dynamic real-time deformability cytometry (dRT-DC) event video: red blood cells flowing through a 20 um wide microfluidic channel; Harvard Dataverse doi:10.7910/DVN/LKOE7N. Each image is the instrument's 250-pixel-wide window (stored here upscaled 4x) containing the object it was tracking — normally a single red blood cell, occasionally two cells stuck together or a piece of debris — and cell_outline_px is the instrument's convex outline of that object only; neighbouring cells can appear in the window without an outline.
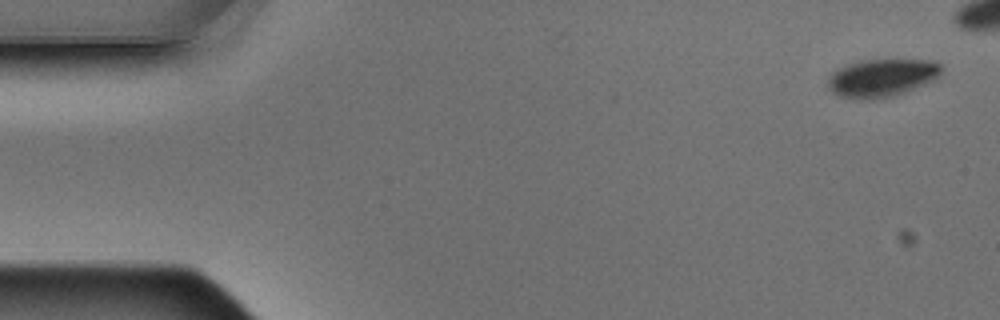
{"species": "Egyptian fruit bat (a non-hibernating species)", "species_latin": "Rousettus aegyptiacus", "temperature_condition": "warm", "stored_images_in_passage": 6, "camera_frame_rate_fps": 3000, "um_per_image_px": 0.085, "animal": {"sex": "male"}, "frame": {"image": 1, "passage_image": 1, "time_ms": 0.0, "image_size_px": [1000, 320], "cell_outline_px": [[940, 76], [932, 80], [904, 92], [892, 96], [840, 96], [832, 92], [828, 88], [828, 80], [832, 72], [844, 64], [860, 60], [936, 60], [940, 64]], "centroid_in_image_um": [74.95, 6.55], "position_along_channel_um": 10.0, "area_um2": 24.16}}